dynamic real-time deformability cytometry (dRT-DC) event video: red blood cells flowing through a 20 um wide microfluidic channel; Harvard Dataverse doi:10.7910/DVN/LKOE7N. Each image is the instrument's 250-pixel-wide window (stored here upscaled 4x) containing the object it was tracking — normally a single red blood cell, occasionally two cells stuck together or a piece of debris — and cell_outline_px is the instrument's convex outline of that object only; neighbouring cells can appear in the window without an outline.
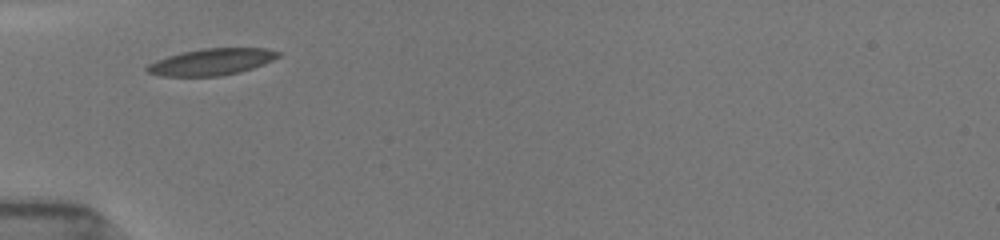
{"species": "common noctule bat (a hibernating species)", "species_latin": "Nyctalus noctula", "temperature_condition": "room temperature", "stored_images_in_passage": 20, "segment_of_instrument_passage": [1, 2], "camera_frame_rate_fps": 3000, "um_per_image_px": 0.085, "animal": {"sex": "female", "body_mass_g": 19.5, "forearm_length_mm": 54.1}, "frame": {"image": 1, "passage_image": 1, "time_ms": 0.0, "image_size_px": [1000, 240], "cell_outline_px": [[280, 56], [264, 64], [240, 72], [220, 76], [160, 76], [144, 72], [144, 68], [148, 64], [156, 60], [168, 56], [184, 52], [204, 48], [264, 48], [280, 52]], "centroid_in_image_um": [17.94, 5.27], "position_along_channel_um": 67.1, "area_um2": 20.35}}
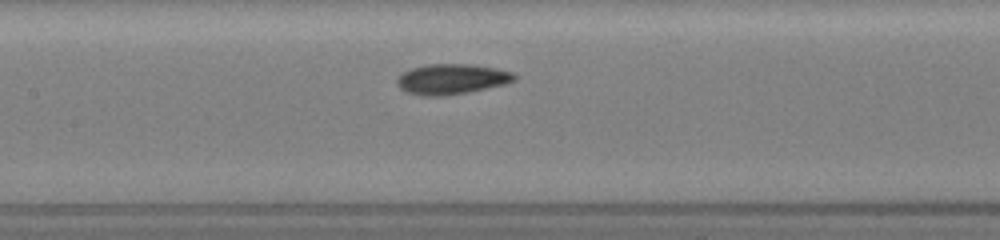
{"frame": {"image": 2, "passage_image": 9, "time_ms": 2.667, "image_size_px": [1000, 240], "cell_outline_px": [[516, 80], [504, 84], [468, 92], [440, 96], [424, 96], [404, 92], [396, 84], [396, 80], [404, 72], [412, 68], [428, 64], [472, 64], [496, 68], [512, 72], [516, 76]], "centroid_in_image_um": [38.38, 6.72], "position_along_channel_um": 169.0, "area_um2": 20.69}}
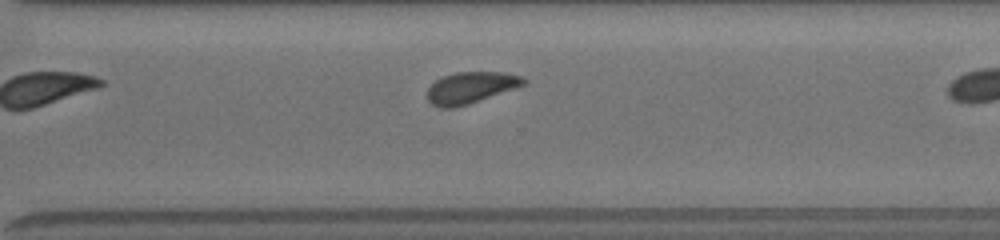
{"frame": {"image": 3, "passage_image": 18, "time_ms": 5.667, "image_size_px": [1000, 240], "cell_outline_px": [[528, 80], [524, 84], [468, 104], [452, 108], [440, 108], [432, 104], [424, 96], [428, 88], [436, 80], [444, 76], [456, 72], [504, 72], [524, 76]], "centroid_in_image_um": [39.97, 7.44], "position_along_channel_um": 330.6, "area_um2": 17.57}}